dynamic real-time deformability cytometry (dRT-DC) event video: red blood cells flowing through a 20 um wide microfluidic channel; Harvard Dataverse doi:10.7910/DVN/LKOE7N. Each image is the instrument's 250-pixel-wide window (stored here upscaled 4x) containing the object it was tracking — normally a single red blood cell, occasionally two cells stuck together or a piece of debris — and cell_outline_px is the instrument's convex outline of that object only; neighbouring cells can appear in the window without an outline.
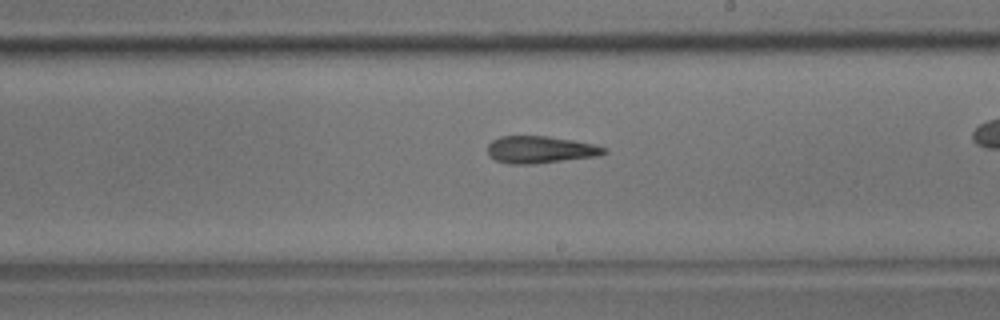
{"species": "common noctule bat (a hibernating species)", "species_latin": "Nyctalus noctula", "temperature_condition": "room temperature", "stored_images_in_passage": 37, "camera_frame_rate_fps": 3000, "um_per_image_px": 0.085, "animal": {"sex": "male", "body_mass_g": 17.9}, "frame": {"image": 1, "passage_image": 27, "time_ms": 8.667, "image_size_px": [1000, 320], "cell_outline_px": [[608, 152], [600, 156], [532, 164], [508, 164], [496, 160], [488, 152], [488, 144], [492, 140], [500, 136], [548, 136], [572, 140], [592, 144], [608, 148]], "centroid_in_image_um": [45.95, 12.72], "position_along_channel_um": 243.0, "area_um2": 18.44}}